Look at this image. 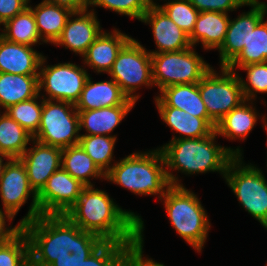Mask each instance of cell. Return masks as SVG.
<instances>
[{
  "label": "cell",
  "instance_id": "cell-1",
  "mask_svg": "<svg viewBox=\"0 0 267 266\" xmlns=\"http://www.w3.org/2000/svg\"><path fill=\"white\" fill-rule=\"evenodd\" d=\"M21 228L29 240L30 261L38 266H80L105 242L65 215H40Z\"/></svg>",
  "mask_w": 267,
  "mask_h": 266
},
{
  "label": "cell",
  "instance_id": "cell-2",
  "mask_svg": "<svg viewBox=\"0 0 267 266\" xmlns=\"http://www.w3.org/2000/svg\"><path fill=\"white\" fill-rule=\"evenodd\" d=\"M65 216L83 231L104 241L139 243L144 224L140 216L125 211L103 190L85 187Z\"/></svg>",
  "mask_w": 267,
  "mask_h": 266
},
{
  "label": "cell",
  "instance_id": "cell-3",
  "mask_svg": "<svg viewBox=\"0 0 267 266\" xmlns=\"http://www.w3.org/2000/svg\"><path fill=\"white\" fill-rule=\"evenodd\" d=\"M165 167L160 148L145 153H132L115 162L106 174L105 180L118 184L134 194L160 195V199L171 185L183 186Z\"/></svg>",
  "mask_w": 267,
  "mask_h": 266
},
{
  "label": "cell",
  "instance_id": "cell-4",
  "mask_svg": "<svg viewBox=\"0 0 267 266\" xmlns=\"http://www.w3.org/2000/svg\"><path fill=\"white\" fill-rule=\"evenodd\" d=\"M217 133L195 139H175L160 147L166 170H178L185 174L219 172L223 177L230 161L241 156V149L219 146Z\"/></svg>",
  "mask_w": 267,
  "mask_h": 266
},
{
  "label": "cell",
  "instance_id": "cell-5",
  "mask_svg": "<svg viewBox=\"0 0 267 266\" xmlns=\"http://www.w3.org/2000/svg\"><path fill=\"white\" fill-rule=\"evenodd\" d=\"M161 199L177 233L201 252L211 225L198 197L184 186L171 185Z\"/></svg>",
  "mask_w": 267,
  "mask_h": 266
},
{
  "label": "cell",
  "instance_id": "cell-6",
  "mask_svg": "<svg viewBox=\"0 0 267 266\" xmlns=\"http://www.w3.org/2000/svg\"><path fill=\"white\" fill-rule=\"evenodd\" d=\"M241 156H235L225 173L228 186L239 203L267 229V181L261 169L244 165Z\"/></svg>",
  "mask_w": 267,
  "mask_h": 266
},
{
  "label": "cell",
  "instance_id": "cell-7",
  "mask_svg": "<svg viewBox=\"0 0 267 266\" xmlns=\"http://www.w3.org/2000/svg\"><path fill=\"white\" fill-rule=\"evenodd\" d=\"M193 46L180 51L151 54L152 80L161 91L167 86L198 83L212 68Z\"/></svg>",
  "mask_w": 267,
  "mask_h": 266
},
{
  "label": "cell",
  "instance_id": "cell-8",
  "mask_svg": "<svg viewBox=\"0 0 267 266\" xmlns=\"http://www.w3.org/2000/svg\"><path fill=\"white\" fill-rule=\"evenodd\" d=\"M79 132V116L74 104L43 98L41 122L33 139L63 149L79 143Z\"/></svg>",
  "mask_w": 267,
  "mask_h": 266
},
{
  "label": "cell",
  "instance_id": "cell-9",
  "mask_svg": "<svg viewBox=\"0 0 267 266\" xmlns=\"http://www.w3.org/2000/svg\"><path fill=\"white\" fill-rule=\"evenodd\" d=\"M108 74L119 85L121 91L136 102L139 95L133 92L142 85L154 86L151 53L131 38L118 53Z\"/></svg>",
  "mask_w": 267,
  "mask_h": 266
},
{
  "label": "cell",
  "instance_id": "cell-10",
  "mask_svg": "<svg viewBox=\"0 0 267 266\" xmlns=\"http://www.w3.org/2000/svg\"><path fill=\"white\" fill-rule=\"evenodd\" d=\"M220 68L222 74L218 75L211 68L199 81L201 98L209 118L215 124L245 101L236 71H231L227 67Z\"/></svg>",
  "mask_w": 267,
  "mask_h": 266
},
{
  "label": "cell",
  "instance_id": "cell-11",
  "mask_svg": "<svg viewBox=\"0 0 267 266\" xmlns=\"http://www.w3.org/2000/svg\"><path fill=\"white\" fill-rule=\"evenodd\" d=\"M32 194L28 214L21 219L20 227L41 215L37 193L30 186L26 167L19 158L7 159L0 175V197L6 213L12 220Z\"/></svg>",
  "mask_w": 267,
  "mask_h": 266
},
{
  "label": "cell",
  "instance_id": "cell-12",
  "mask_svg": "<svg viewBox=\"0 0 267 266\" xmlns=\"http://www.w3.org/2000/svg\"><path fill=\"white\" fill-rule=\"evenodd\" d=\"M43 56L38 76L39 94L44 88L48 94L46 100L63 101L76 104L80 98L89 74L73 63H58L44 66Z\"/></svg>",
  "mask_w": 267,
  "mask_h": 266
},
{
  "label": "cell",
  "instance_id": "cell-13",
  "mask_svg": "<svg viewBox=\"0 0 267 266\" xmlns=\"http://www.w3.org/2000/svg\"><path fill=\"white\" fill-rule=\"evenodd\" d=\"M85 187L60 167L37 193L41 215H65Z\"/></svg>",
  "mask_w": 267,
  "mask_h": 266
},
{
  "label": "cell",
  "instance_id": "cell-14",
  "mask_svg": "<svg viewBox=\"0 0 267 266\" xmlns=\"http://www.w3.org/2000/svg\"><path fill=\"white\" fill-rule=\"evenodd\" d=\"M251 10L229 20L224 43L219 48L220 66L227 67L247 44L251 31L264 19L267 14V4L259 0H248Z\"/></svg>",
  "mask_w": 267,
  "mask_h": 266
},
{
  "label": "cell",
  "instance_id": "cell-15",
  "mask_svg": "<svg viewBox=\"0 0 267 266\" xmlns=\"http://www.w3.org/2000/svg\"><path fill=\"white\" fill-rule=\"evenodd\" d=\"M77 15V17H76ZM75 16V19H71ZM100 22L97 20L94 9L74 11L67 19L66 25L55 45L65 46L83 56L88 47L102 33Z\"/></svg>",
  "mask_w": 267,
  "mask_h": 266
},
{
  "label": "cell",
  "instance_id": "cell-16",
  "mask_svg": "<svg viewBox=\"0 0 267 266\" xmlns=\"http://www.w3.org/2000/svg\"><path fill=\"white\" fill-rule=\"evenodd\" d=\"M19 158L26 167L30 186L38 193L48 178L61 167L62 148L43 144L35 139Z\"/></svg>",
  "mask_w": 267,
  "mask_h": 266
},
{
  "label": "cell",
  "instance_id": "cell-17",
  "mask_svg": "<svg viewBox=\"0 0 267 266\" xmlns=\"http://www.w3.org/2000/svg\"><path fill=\"white\" fill-rule=\"evenodd\" d=\"M140 21L152 26L158 50L149 51L151 54L180 51L192 46L189 36L167 16L156 2L144 13Z\"/></svg>",
  "mask_w": 267,
  "mask_h": 266
},
{
  "label": "cell",
  "instance_id": "cell-18",
  "mask_svg": "<svg viewBox=\"0 0 267 266\" xmlns=\"http://www.w3.org/2000/svg\"><path fill=\"white\" fill-rule=\"evenodd\" d=\"M161 119L181 136L175 139H195L211 135L216 124L210 118L195 117L184 110L168 106L159 96L155 97Z\"/></svg>",
  "mask_w": 267,
  "mask_h": 266
},
{
  "label": "cell",
  "instance_id": "cell-19",
  "mask_svg": "<svg viewBox=\"0 0 267 266\" xmlns=\"http://www.w3.org/2000/svg\"><path fill=\"white\" fill-rule=\"evenodd\" d=\"M43 55L31 46L13 43L0 37V72L19 75H39Z\"/></svg>",
  "mask_w": 267,
  "mask_h": 266
},
{
  "label": "cell",
  "instance_id": "cell-20",
  "mask_svg": "<svg viewBox=\"0 0 267 266\" xmlns=\"http://www.w3.org/2000/svg\"><path fill=\"white\" fill-rule=\"evenodd\" d=\"M131 38L117 29L113 30L112 33L103 31L82 56L85 65L92 67L97 73H108L118 53Z\"/></svg>",
  "mask_w": 267,
  "mask_h": 266
},
{
  "label": "cell",
  "instance_id": "cell-21",
  "mask_svg": "<svg viewBox=\"0 0 267 266\" xmlns=\"http://www.w3.org/2000/svg\"><path fill=\"white\" fill-rule=\"evenodd\" d=\"M135 101L127 99L122 105L112 106L88 111H78L79 131L85 128L87 133L83 135H107L120 124L130 110L134 107Z\"/></svg>",
  "mask_w": 267,
  "mask_h": 266
},
{
  "label": "cell",
  "instance_id": "cell-22",
  "mask_svg": "<svg viewBox=\"0 0 267 266\" xmlns=\"http://www.w3.org/2000/svg\"><path fill=\"white\" fill-rule=\"evenodd\" d=\"M128 97L121 91L119 85L111 78L109 81L93 83L87 78L80 98L75 104L77 111H88L122 105Z\"/></svg>",
  "mask_w": 267,
  "mask_h": 266
},
{
  "label": "cell",
  "instance_id": "cell-23",
  "mask_svg": "<svg viewBox=\"0 0 267 266\" xmlns=\"http://www.w3.org/2000/svg\"><path fill=\"white\" fill-rule=\"evenodd\" d=\"M228 13L200 12L189 36L192 46L201 42L206 50L219 49L224 43L229 23Z\"/></svg>",
  "mask_w": 267,
  "mask_h": 266
},
{
  "label": "cell",
  "instance_id": "cell-24",
  "mask_svg": "<svg viewBox=\"0 0 267 266\" xmlns=\"http://www.w3.org/2000/svg\"><path fill=\"white\" fill-rule=\"evenodd\" d=\"M38 33L44 43H55L74 10L66 5L42 1L32 8Z\"/></svg>",
  "mask_w": 267,
  "mask_h": 266
},
{
  "label": "cell",
  "instance_id": "cell-25",
  "mask_svg": "<svg viewBox=\"0 0 267 266\" xmlns=\"http://www.w3.org/2000/svg\"><path fill=\"white\" fill-rule=\"evenodd\" d=\"M39 75H19L0 72V106L5 110L39 94Z\"/></svg>",
  "mask_w": 267,
  "mask_h": 266
},
{
  "label": "cell",
  "instance_id": "cell-26",
  "mask_svg": "<svg viewBox=\"0 0 267 266\" xmlns=\"http://www.w3.org/2000/svg\"><path fill=\"white\" fill-rule=\"evenodd\" d=\"M159 96L168 106L179 108L199 118H209L199 92V82L167 86Z\"/></svg>",
  "mask_w": 267,
  "mask_h": 266
},
{
  "label": "cell",
  "instance_id": "cell-27",
  "mask_svg": "<svg viewBox=\"0 0 267 266\" xmlns=\"http://www.w3.org/2000/svg\"><path fill=\"white\" fill-rule=\"evenodd\" d=\"M61 167L86 187H94L90 177L106 179V175L79 144L62 149Z\"/></svg>",
  "mask_w": 267,
  "mask_h": 266
},
{
  "label": "cell",
  "instance_id": "cell-28",
  "mask_svg": "<svg viewBox=\"0 0 267 266\" xmlns=\"http://www.w3.org/2000/svg\"><path fill=\"white\" fill-rule=\"evenodd\" d=\"M257 116L259 115L255 108L247 105L245 100L216 124L215 131L217 135H222L230 140H235V138L245 140L256 124Z\"/></svg>",
  "mask_w": 267,
  "mask_h": 266
},
{
  "label": "cell",
  "instance_id": "cell-29",
  "mask_svg": "<svg viewBox=\"0 0 267 266\" xmlns=\"http://www.w3.org/2000/svg\"><path fill=\"white\" fill-rule=\"evenodd\" d=\"M32 135L5 111L0 115V153L9 159L20 158L26 151Z\"/></svg>",
  "mask_w": 267,
  "mask_h": 266
},
{
  "label": "cell",
  "instance_id": "cell-30",
  "mask_svg": "<svg viewBox=\"0 0 267 266\" xmlns=\"http://www.w3.org/2000/svg\"><path fill=\"white\" fill-rule=\"evenodd\" d=\"M4 28L2 37L7 41L31 47L40 40L43 41L38 33L37 24L30 5L8 20L4 24Z\"/></svg>",
  "mask_w": 267,
  "mask_h": 266
},
{
  "label": "cell",
  "instance_id": "cell-31",
  "mask_svg": "<svg viewBox=\"0 0 267 266\" xmlns=\"http://www.w3.org/2000/svg\"><path fill=\"white\" fill-rule=\"evenodd\" d=\"M264 62H267V21L263 19L251 31L247 44L227 68L234 71L235 67Z\"/></svg>",
  "mask_w": 267,
  "mask_h": 266
},
{
  "label": "cell",
  "instance_id": "cell-32",
  "mask_svg": "<svg viewBox=\"0 0 267 266\" xmlns=\"http://www.w3.org/2000/svg\"><path fill=\"white\" fill-rule=\"evenodd\" d=\"M117 137L107 135H80L79 145L106 175L113 164V150Z\"/></svg>",
  "mask_w": 267,
  "mask_h": 266
},
{
  "label": "cell",
  "instance_id": "cell-33",
  "mask_svg": "<svg viewBox=\"0 0 267 266\" xmlns=\"http://www.w3.org/2000/svg\"><path fill=\"white\" fill-rule=\"evenodd\" d=\"M137 244L105 241L80 266H126L128 253Z\"/></svg>",
  "mask_w": 267,
  "mask_h": 266
},
{
  "label": "cell",
  "instance_id": "cell-34",
  "mask_svg": "<svg viewBox=\"0 0 267 266\" xmlns=\"http://www.w3.org/2000/svg\"><path fill=\"white\" fill-rule=\"evenodd\" d=\"M29 261V240L20 227L7 241L0 243V266H28Z\"/></svg>",
  "mask_w": 267,
  "mask_h": 266
},
{
  "label": "cell",
  "instance_id": "cell-35",
  "mask_svg": "<svg viewBox=\"0 0 267 266\" xmlns=\"http://www.w3.org/2000/svg\"><path fill=\"white\" fill-rule=\"evenodd\" d=\"M40 95L10 106L5 112L32 136L38 131L41 122L43 99L41 104L37 101Z\"/></svg>",
  "mask_w": 267,
  "mask_h": 266
},
{
  "label": "cell",
  "instance_id": "cell-36",
  "mask_svg": "<svg viewBox=\"0 0 267 266\" xmlns=\"http://www.w3.org/2000/svg\"><path fill=\"white\" fill-rule=\"evenodd\" d=\"M157 5L180 29L191 35L200 12L188 0H168L163 6Z\"/></svg>",
  "mask_w": 267,
  "mask_h": 266
},
{
  "label": "cell",
  "instance_id": "cell-37",
  "mask_svg": "<svg viewBox=\"0 0 267 266\" xmlns=\"http://www.w3.org/2000/svg\"><path fill=\"white\" fill-rule=\"evenodd\" d=\"M240 69L247 71L248 82L239 76L243 96L247 102L252 101L257 92L267 93V62L244 65Z\"/></svg>",
  "mask_w": 267,
  "mask_h": 266
},
{
  "label": "cell",
  "instance_id": "cell-38",
  "mask_svg": "<svg viewBox=\"0 0 267 266\" xmlns=\"http://www.w3.org/2000/svg\"><path fill=\"white\" fill-rule=\"evenodd\" d=\"M153 3V0H89L90 6L110 9L139 21Z\"/></svg>",
  "mask_w": 267,
  "mask_h": 266
},
{
  "label": "cell",
  "instance_id": "cell-39",
  "mask_svg": "<svg viewBox=\"0 0 267 266\" xmlns=\"http://www.w3.org/2000/svg\"><path fill=\"white\" fill-rule=\"evenodd\" d=\"M199 12L227 13L247 5L248 0H188Z\"/></svg>",
  "mask_w": 267,
  "mask_h": 266
},
{
  "label": "cell",
  "instance_id": "cell-40",
  "mask_svg": "<svg viewBox=\"0 0 267 266\" xmlns=\"http://www.w3.org/2000/svg\"><path fill=\"white\" fill-rule=\"evenodd\" d=\"M29 3L30 0H0V22L4 25L27 8Z\"/></svg>",
  "mask_w": 267,
  "mask_h": 266
},
{
  "label": "cell",
  "instance_id": "cell-41",
  "mask_svg": "<svg viewBox=\"0 0 267 266\" xmlns=\"http://www.w3.org/2000/svg\"><path fill=\"white\" fill-rule=\"evenodd\" d=\"M143 233L140 232V242L132 246L128 253L126 266H165L161 263L153 261V259H144L143 257Z\"/></svg>",
  "mask_w": 267,
  "mask_h": 266
},
{
  "label": "cell",
  "instance_id": "cell-42",
  "mask_svg": "<svg viewBox=\"0 0 267 266\" xmlns=\"http://www.w3.org/2000/svg\"><path fill=\"white\" fill-rule=\"evenodd\" d=\"M12 221V219L0 209V243L7 241L12 235H14L20 226L17 224L15 227H6V219Z\"/></svg>",
  "mask_w": 267,
  "mask_h": 266
},
{
  "label": "cell",
  "instance_id": "cell-43",
  "mask_svg": "<svg viewBox=\"0 0 267 266\" xmlns=\"http://www.w3.org/2000/svg\"><path fill=\"white\" fill-rule=\"evenodd\" d=\"M51 3L62 4L71 7L74 11L85 10L89 7V0H44Z\"/></svg>",
  "mask_w": 267,
  "mask_h": 266
},
{
  "label": "cell",
  "instance_id": "cell-44",
  "mask_svg": "<svg viewBox=\"0 0 267 266\" xmlns=\"http://www.w3.org/2000/svg\"><path fill=\"white\" fill-rule=\"evenodd\" d=\"M3 158H6V159H9L8 157L4 156L3 154L0 153V175H1V172H2V169H3V166L5 163H3Z\"/></svg>",
  "mask_w": 267,
  "mask_h": 266
},
{
  "label": "cell",
  "instance_id": "cell-45",
  "mask_svg": "<svg viewBox=\"0 0 267 266\" xmlns=\"http://www.w3.org/2000/svg\"><path fill=\"white\" fill-rule=\"evenodd\" d=\"M265 117H266V116H263V118H264V119H263V120H264L263 122H264L265 129L267 130V122H266L267 120L265 119Z\"/></svg>",
  "mask_w": 267,
  "mask_h": 266
},
{
  "label": "cell",
  "instance_id": "cell-46",
  "mask_svg": "<svg viewBox=\"0 0 267 266\" xmlns=\"http://www.w3.org/2000/svg\"><path fill=\"white\" fill-rule=\"evenodd\" d=\"M28 266H38V265H35L31 261H29Z\"/></svg>",
  "mask_w": 267,
  "mask_h": 266
}]
</instances>
